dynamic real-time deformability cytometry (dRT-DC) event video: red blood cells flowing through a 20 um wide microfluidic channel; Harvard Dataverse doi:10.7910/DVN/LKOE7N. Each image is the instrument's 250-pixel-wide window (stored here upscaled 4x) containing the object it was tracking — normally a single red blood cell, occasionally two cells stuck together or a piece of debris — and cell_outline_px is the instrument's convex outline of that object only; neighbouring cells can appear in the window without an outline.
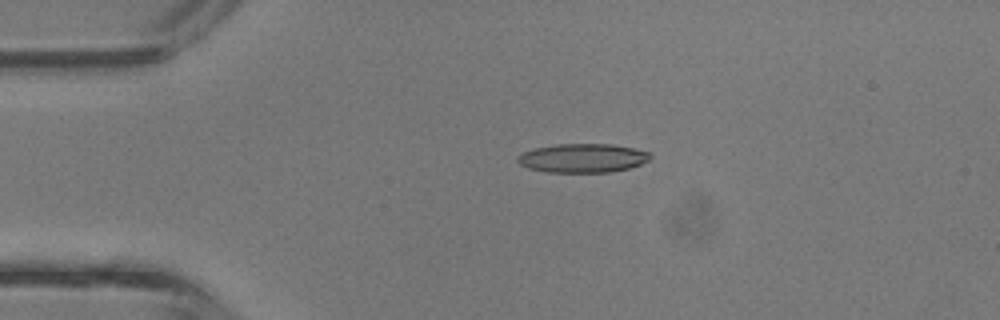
{"species": "common noctule bat (a hibernating species)", "species_latin": "Nyctalus noctula", "temperature_condition": "room temperature", "stored_images_in_passage": 4, "camera_frame_rate_fps": 3000, "um_per_image_px": 0.085, "animal": {"sex": "male", "body_mass_g": 13.3}, "frame": {"image": 1, "passage_image": 3, "time_ms": 0.667, "image_size_px": [1000, 320], "cell_outline_px": [[652, 156], [648, 160], [640, 164], [628, 168], [608, 172], [548, 172], [528, 168], [520, 164], [516, 160], [516, 156], [524, 152], [536, 148], [556, 144], [612, 144], [632, 148], [648, 152]], "centroid_in_image_um": [49.5, 13.43], "position_along_channel_um": 35.5, "area_um2": 22.14}}